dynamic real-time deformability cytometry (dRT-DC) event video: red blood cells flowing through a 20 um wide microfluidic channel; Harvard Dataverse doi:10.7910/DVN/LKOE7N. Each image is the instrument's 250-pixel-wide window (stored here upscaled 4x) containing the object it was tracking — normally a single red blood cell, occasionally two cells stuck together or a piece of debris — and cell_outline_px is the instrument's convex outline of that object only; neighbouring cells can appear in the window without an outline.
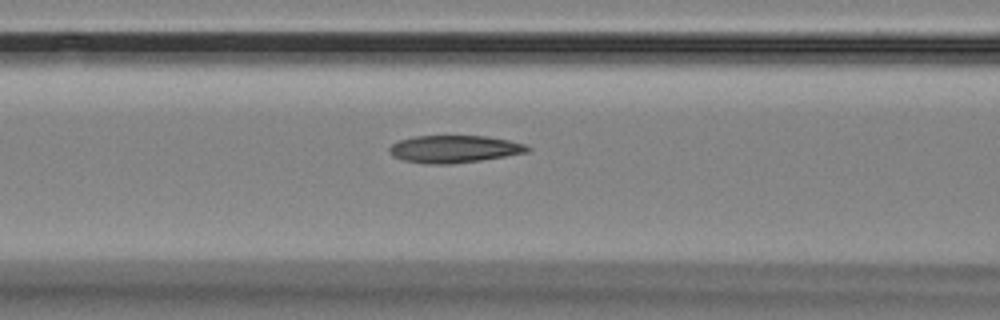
{"species": "Egyptian fruit bat (a non-hibernating species)", "species_latin": "Rousettus aegyptiacus", "temperature_condition": "room temperature", "stored_images_in_passage": 6, "camera_frame_rate_fps": 3000, "um_per_image_px": 0.085, "animal": {"sex": "female"}, "frame": {"image": 1, "passage_image": 6, "time_ms": 6.667, "image_size_px": [1000, 320], "cell_outline_px": [[532, 148], [528, 152], [480, 160], [452, 164], [424, 164], [404, 160], [392, 156], [388, 152], [388, 148], [396, 140], [416, 136], [484, 136], [508, 140], [524, 144]], "centroid_in_image_um": [38.55, 12.67], "position_along_channel_um": 128.1, "area_um2": 22.08}}